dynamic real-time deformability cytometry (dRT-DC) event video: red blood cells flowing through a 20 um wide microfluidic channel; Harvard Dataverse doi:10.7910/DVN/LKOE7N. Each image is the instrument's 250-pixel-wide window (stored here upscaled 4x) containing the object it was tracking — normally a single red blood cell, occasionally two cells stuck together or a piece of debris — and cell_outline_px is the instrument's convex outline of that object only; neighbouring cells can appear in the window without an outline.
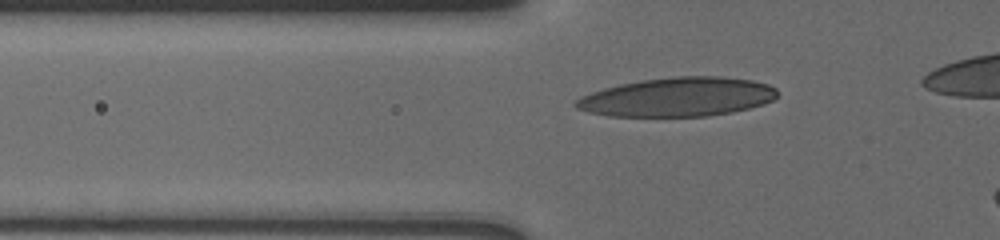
{"species": "human", "species_latin": "Homo sapiens", "temperature_condition": "cold", "stored_images_in_passage": 25, "camera_frame_rate_fps": 3000, "um_per_image_px": 0.085, "donor": {"sex": "male"}, "frame": {"image": 1, "passage_image": 5, "time_ms": 1.0, "image_size_px": [1000, 240], "cell_outline_px": [[776, 96], [772, 100], [748, 108], [732, 112], [704, 116], [608, 116], [588, 112], [576, 108], [572, 104], [580, 96], [604, 88], [620, 84], [644, 80], [676, 76], [720, 76], [752, 80], [768, 84], [776, 88]], "centroid_in_image_um": [57.56, 8.24], "position_along_channel_um": 68.2, "area_um2": 45.6}}
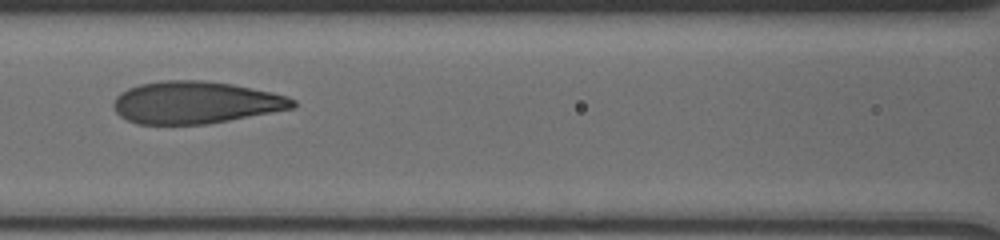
{"frame": {"image": 2, "passage_image": 14, "time_ms": 3.333, "image_size_px": [1000, 240], "cell_outline_px": [[296, 104], [292, 108], [208, 124], [136, 124], [120, 116], [116, 112], [112, 104], [116, 96], [120, 92], [128, 88], [140, 84], [164, 80], [204, 80], [232, 84], [272, 92], [288, 96], [296, 100]], "centroid_in_image_um": [16.59, 8.71], "position_along_channel_um": 150.0, "area_um2": 44.1}}
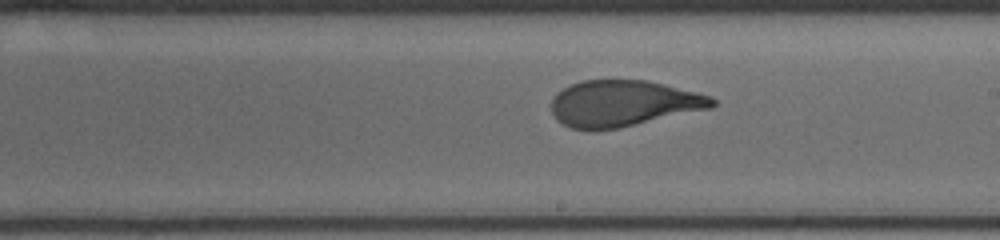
{"frame": {"image": 3, "passage_image": 24, "time_ms": 5.667, "image_size_px": [1000, 240], "cell_outline_px": [[716, 104], [712, 108], [620, 128], [596, 132], [588, 132], [572, 128], [556, 120], [552, 112], [552, 100], [564, 88], [580, 80], [644, 80], [664, 84], [712, 96], [716, 100]], "centroid_in_image_um": [52.98, 8.82], "position_along_channel_um": 236.0, "area_um2": 43.64}}